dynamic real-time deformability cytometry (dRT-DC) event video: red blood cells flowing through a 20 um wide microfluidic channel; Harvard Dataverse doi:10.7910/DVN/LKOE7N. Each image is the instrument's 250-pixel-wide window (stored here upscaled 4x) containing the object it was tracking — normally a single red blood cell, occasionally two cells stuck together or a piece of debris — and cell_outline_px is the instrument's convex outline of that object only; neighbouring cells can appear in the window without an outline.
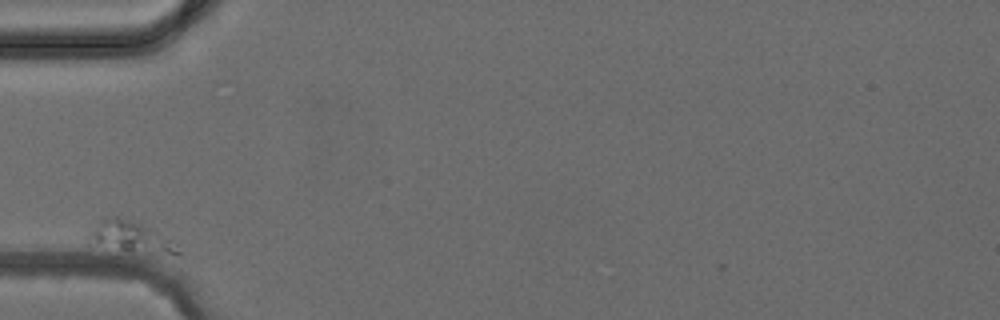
{"species": "common noctule bat (a hibernating species)", "species_latin": "Nyctalus noctula", "temperature_condition": "cold", "stored_images_in_passage": 1, "camera_frame_rate_fps": 3000, "um_per_image_px": 0.085, "animal": {"sex": "female", "body_mass_g": 24.6, "forearm_length_mm": 56.2}, "frame": {"image": 1, "passage_image": 1, "time_ms": 0.0, "image_size_px": [1000, 320], "cell_outline_px": [[180, 256], [176, 256], [120, 248], [96, 240], [88, 236], [88, 232], [100, 220], [112, 216], [116, 216], [152, 228], [160, 232], [172, 240], [176, 244], [180, 252]], "centroid_in_image_um": [11.28, 20.11], "position_along_channel_um": 73.7, "area_um2": 15.03}}